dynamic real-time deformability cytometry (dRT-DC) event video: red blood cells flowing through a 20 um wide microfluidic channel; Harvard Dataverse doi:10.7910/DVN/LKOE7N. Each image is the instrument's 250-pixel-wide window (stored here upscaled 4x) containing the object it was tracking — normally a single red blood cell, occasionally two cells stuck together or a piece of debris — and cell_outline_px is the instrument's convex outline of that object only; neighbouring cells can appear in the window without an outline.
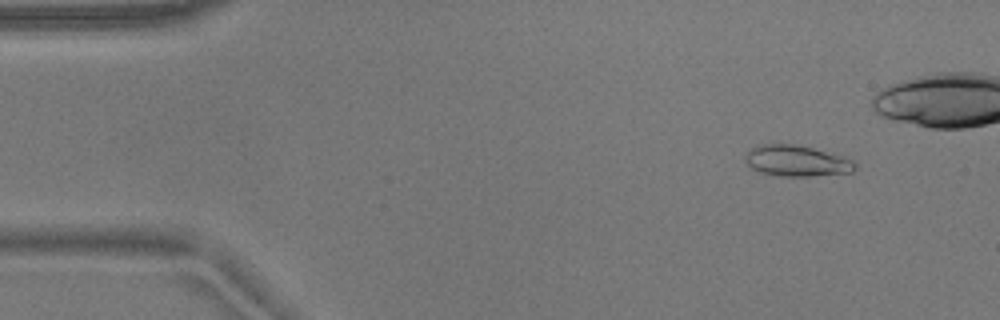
{"species": "common noctule bat (a hibernating species)", "species_latin": "Nyctalus noctula", "temperature_condition": "warm", "stored_images_in_passage": 43, "camera_frame_rate_fps": 3000, "um_per_image_px": 0.085, "animal": {"sex": "male", "body_mass_g": 17.9}, "frame": {"image": 1, "passage_image": 5, "time_ms": 1.333, "image_size_px": [1000, 320], "cell_outline_px": [[856, 168], [852, 172], [808, 176], [780, 176], [760, 172], [752, 168], [744, 160], [744, 156], [752, 148], [760, 144], [792, 144], [812, 148], [844, 156], [852, 160], [856, 164]], "centroid_in_image_um": [67.71, 13.67], "position_along_channel_um": 17.3, "area_um2": 19.71}}
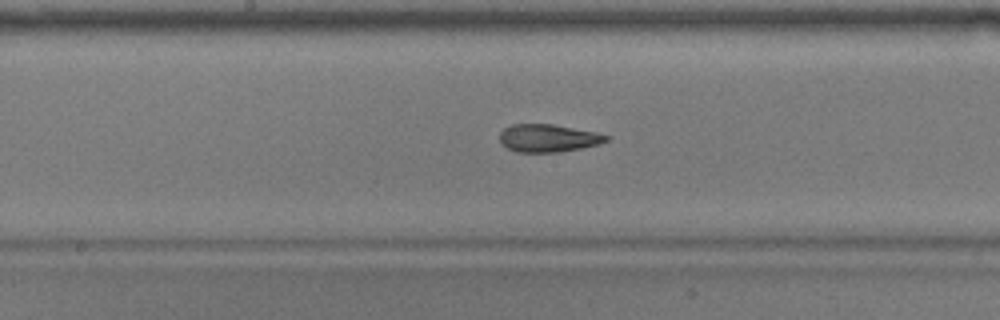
{"frame": {"image": 2, "passage_image": 27, "time_ms": 8.667, "image_size_px": [1000, 320], "cell_outline_px": [[608, 140], [600, 144], [560, 152], [516, 152], [500, 144], [500, 132], [504, 128], [512, 124], [552, 124], [596, 132], [608, 136]], "centroid_in_image_um": [46.56, 11.74], "position_along_channel_um": 201.6, "area_um2": 17.22}}
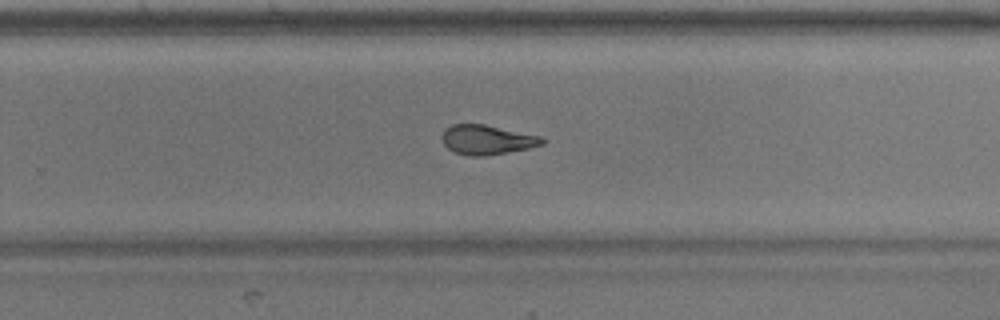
{"frame": {"image": 3, "passage_image": 34, "time_ms": 11.0, "image_size_px": [1000, 320], "cell_outline_px": [[544, 144], [528, 148], [508, 152], [484, 156], [472, 156], [452, 152], [444, 144], [440, 136], [444, 128], [452, 124], [484, 124], [544, 136]], "centroid_in_image_um": [41.38, 11.87], "position_along_channel_um": 288.4, "area_um2": 17.51}}